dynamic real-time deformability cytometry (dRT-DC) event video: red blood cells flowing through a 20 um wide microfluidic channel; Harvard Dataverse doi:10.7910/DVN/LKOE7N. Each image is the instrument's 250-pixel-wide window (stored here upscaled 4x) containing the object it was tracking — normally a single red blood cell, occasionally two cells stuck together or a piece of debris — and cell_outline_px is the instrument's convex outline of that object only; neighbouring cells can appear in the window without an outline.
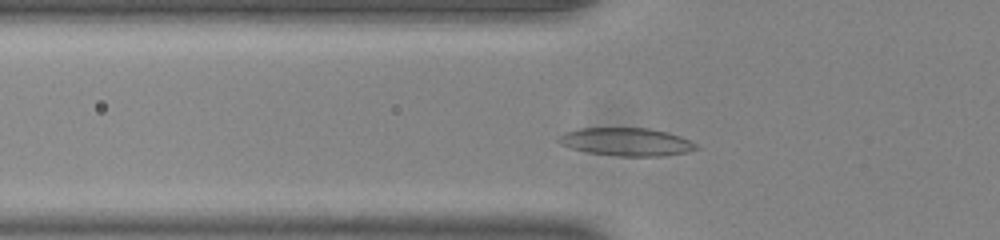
{"species": "common noctule bat (a hibernating species)", "species_latin": "Nyctalus noctula", "temperature_condition": "room temperature", "stored_images_in_passage": 43, "camera_frame_rate_fps": 3000, "um_per_image_px": 0.085, "animal": {"sex": "male", "body_mass_g": 20.0, "forearm_length_mm": 53.3}, "frame": {"image": 1, "passage_image": 8, "time_ms": 2.333, "image_size_px": [1000, 240], "cell_outline_px": [[700, 148], [688, 152], [664, 156], [620, 156], [588, 152], [572, 148], [560, 144], [556, 140], [564, 132], [580, 128], [648, 128], [668, 132], [680, 136], [696, 144]], "centroid_in_image_um": [53.26, 12.06], "position_along_channel_um": 72.5, "area_um2": 22.43}}
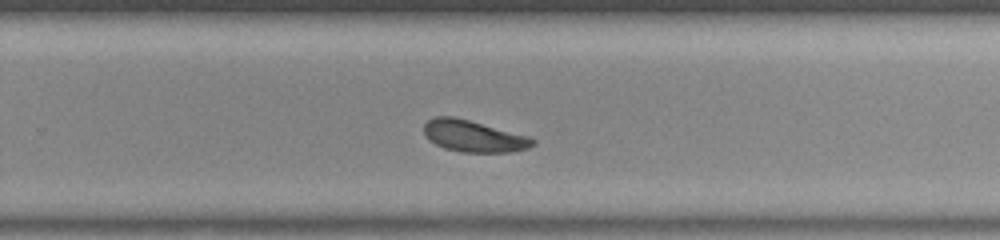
{"frame": {"image": 2, "passage_image": 25, "time_ms": 8.0, "image_size_px": [1000, 240], "cell_outline_px": [[536, 144], [528, 148], [508, 152], [460, 152], [444, 148], [428, 140], [424, 136], [424, 124], [432, 116], [452, 116], [468, 120], [528, 136], [536, 140]], "centroid_in_image_um": [40.22, 11.57], "position_along_channel_um": 289.6, "area_um2": 20.0}}
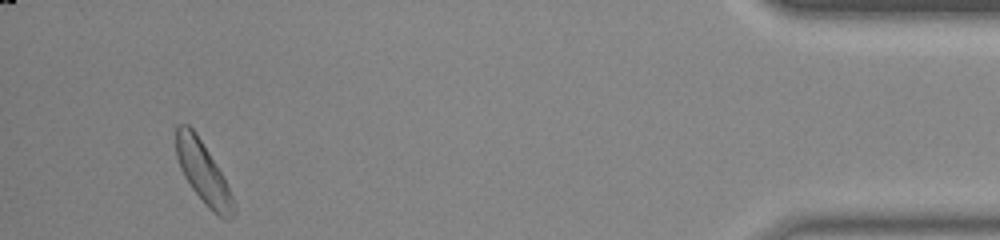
{"frame": {"image": 3, "passage_image": 40, "time_ms": 13.0, "image_size_px": [1000, 240], "cell_outline_px": [[236, 212], [228, 220], [224, 220], [208, 208], [192, 188], [184, 176], [180, 168], [176, 156], [176, 124], [188, 124], [196, 132], [220, 172], [232, 196], [236, 208]], "centroid_in_image_um": [17.25, 14.68], "position_along_channel_um": 418.0, "area_um2": 20.35}, "authors_computed_cell_mechanics": {"area_um2": 20.2878, "velocity_mm_per_s": 3.8374, "shape_relaxation_time_tau1_ms": 3.889, "shape_relaxation_time_tau2_ms": null, "deformation_change_tau1": 0.1036, "deformation_change_tau2": null}}